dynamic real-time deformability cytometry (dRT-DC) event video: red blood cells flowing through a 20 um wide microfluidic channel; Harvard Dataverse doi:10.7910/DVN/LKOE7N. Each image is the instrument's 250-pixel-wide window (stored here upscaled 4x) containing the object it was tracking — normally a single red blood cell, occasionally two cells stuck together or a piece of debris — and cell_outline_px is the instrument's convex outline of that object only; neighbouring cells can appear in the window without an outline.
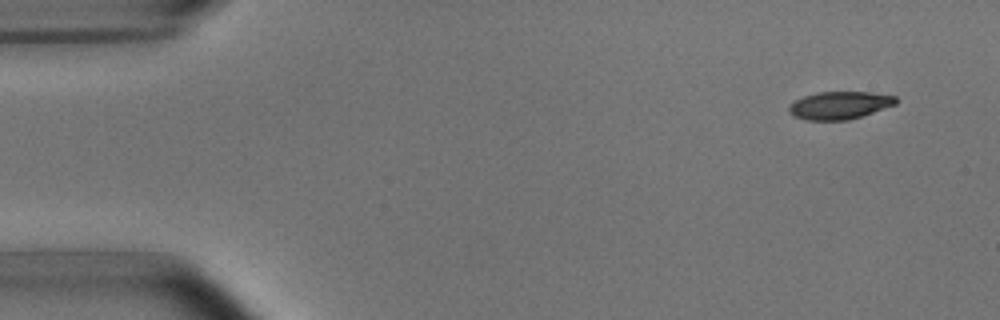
{"species": "common noctule bat (a hibernating species)", "species_latin": "Nyctalus noctula", "temperature_condition": "room temperature", "stored_images_in_passage": 7, "camera_frame_rate_fps": 3000, "um_per_image_px": 0.085, "animal": {"sex": "male", "body_mass_g": 15.6}, "frame": {"image": 1, "passage_image": 1, "time_ms": 0.0, "image_size_px": [1000, 320], "cell_outline_px": [[900, 100], [896, 104], [848, 120], [804, 120], [792, 116], [788, 112], [788, 108], [796, 100], [804, 96], [820, 92], [872, 92], [896, 96]], "centroid_in_image_um": [71.37, 8.95], "position_along_channel_um": 13.6, "area_um2": 17.22}}
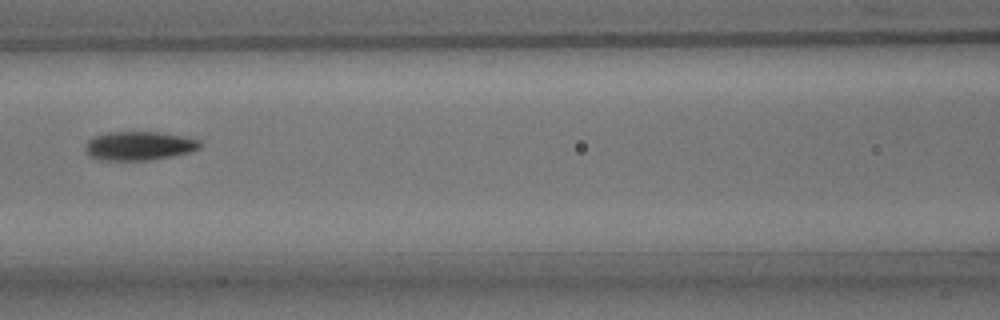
{"frame": {"image": 2, "passage_image": 7, "time_ms": 6.667, "image_size_px": [1000, 320], "cell_outline_px": [[204, 144], [200, 148], [192, 152], [172, 156], [148, 160], [100, 160], [88, 156], [84, 148], [88, 140], [92, 136], [108, 132], [156, 132], [180, 136], [200, 140]], "centroid_in_image_um": [11.81, 12.4], "position_along_channel_um": 154.8, "area_um2": 19.42}}